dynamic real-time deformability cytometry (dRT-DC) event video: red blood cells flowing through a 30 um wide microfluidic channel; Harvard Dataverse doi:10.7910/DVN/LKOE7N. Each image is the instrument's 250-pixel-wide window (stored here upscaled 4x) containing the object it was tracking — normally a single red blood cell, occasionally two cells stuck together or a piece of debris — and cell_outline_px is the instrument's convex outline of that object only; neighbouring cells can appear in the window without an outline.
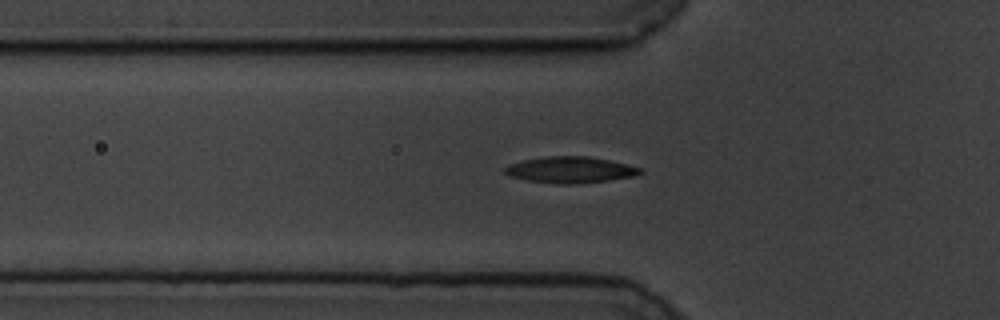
{"species": "common noctule bat (a hibernating species)", "species_latin": "Nyctalus noctula", "temperature_condition": "cold", "stored_images_in_passage": 52, "camera_frame_rate_fps": 3000, "um_per_image_px": 0.085, "animal": {"sex": "male", "body_mass_g": 19.5, "forearm_length_mm": 54.6}, "frame": {"image": 1, "passage_image": 19, "time_ms": 6.0, "image_size_px": [1000, 320], "cell_outline_px": [[644, 172], [636, 176], [608, 180], [576, 184], [556, 184], [528, 180], [508, 176], [504, 172], [504, 168], [508, 164], [524, 160], [548, 156], [588, 156], [628, 164], [640, 168]], "centroid_in_image_um": [48.47, 14.44], "position_along_channel_um": 77.3, "area_um2": 20.75}}
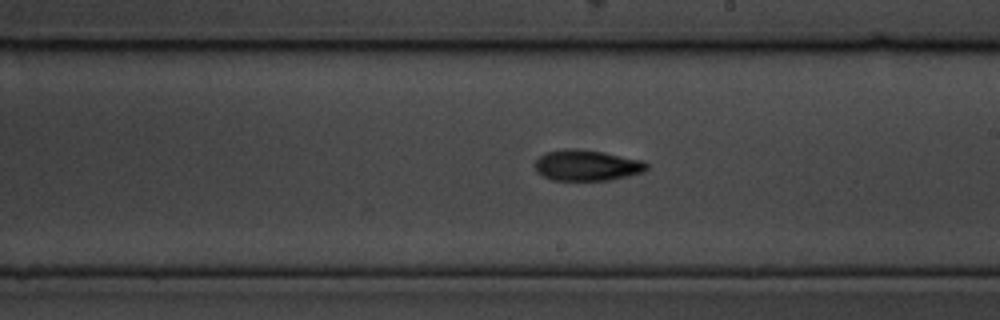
{"frame": {"image": 2, "passage_image": 33, "time_ms": 10.667, "image_size_px": [1000, 320], "cell_outline_px": [[648, 168], [644, 172], [628, 176], [608, 180], [552, 180], [536, 172], [536, 160], [544, 152], [604, 152], [644, 160], [648, 164]], "centroid_in_image_um": [49.97, 14.11], "position_along_channel_um": 239.0, "area_um2": 19.25}}
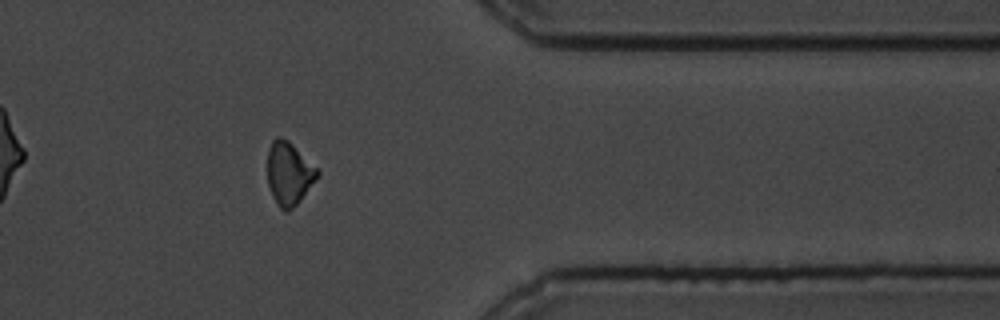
{"frame": {"image": 3, "passage_image": 47, "time_ms": 15.333, "image_size_px": [1000, 320], "cell_outline_px": [[320, 172], [316, 180], [300, 200], [288, 212], [284, 212], [280, 208], [272, 196], [268, 184], [268, 152], [272, 140], [276, 136], [280, 136], [288, 140]], "centroid_in_image_um": [24.55, 14.75], "position_along_channel_um": 386.9, "area_um2": 18.09}}